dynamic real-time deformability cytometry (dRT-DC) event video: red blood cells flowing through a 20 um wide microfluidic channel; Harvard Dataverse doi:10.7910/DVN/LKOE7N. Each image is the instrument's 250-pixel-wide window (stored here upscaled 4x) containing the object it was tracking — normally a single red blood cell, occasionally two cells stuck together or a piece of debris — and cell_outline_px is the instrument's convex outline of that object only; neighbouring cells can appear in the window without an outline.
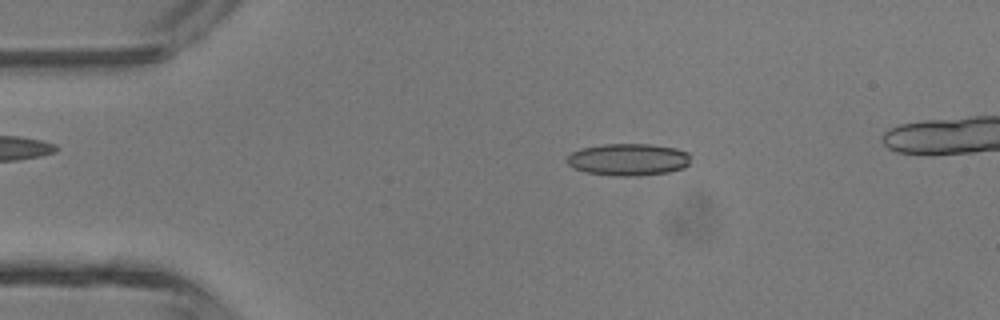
{"species": "common noctule bat (a hibernating species)", "species_latin": "Nyctalus noctula", "temperature_condition": "room temperature", "stored_images_in_passage": 4, "camera_frame_rate_fps": 3000, "um_per_image_px": 0.085, "animal": {"sex": "male", "body_mass_g": 13.3}, "frame": {"image": 1, "passage_image": 2, "time_ms": 2.0, "image_size_px": [1000, 320], "cell_outline_px": [[688, 164], [684, 168], [668, 172], [640, 176], [616, 176], [584, 172], [572, 168], [568, 164], [568, 156], [572, 152], [580, 148], [604, 144], [652, 144], [676, 148], [688, 152]], "centroid_in_image_um": [53.39, 13.56], "position_along_channel_um": 31.6, "area_um2": 23.24}}